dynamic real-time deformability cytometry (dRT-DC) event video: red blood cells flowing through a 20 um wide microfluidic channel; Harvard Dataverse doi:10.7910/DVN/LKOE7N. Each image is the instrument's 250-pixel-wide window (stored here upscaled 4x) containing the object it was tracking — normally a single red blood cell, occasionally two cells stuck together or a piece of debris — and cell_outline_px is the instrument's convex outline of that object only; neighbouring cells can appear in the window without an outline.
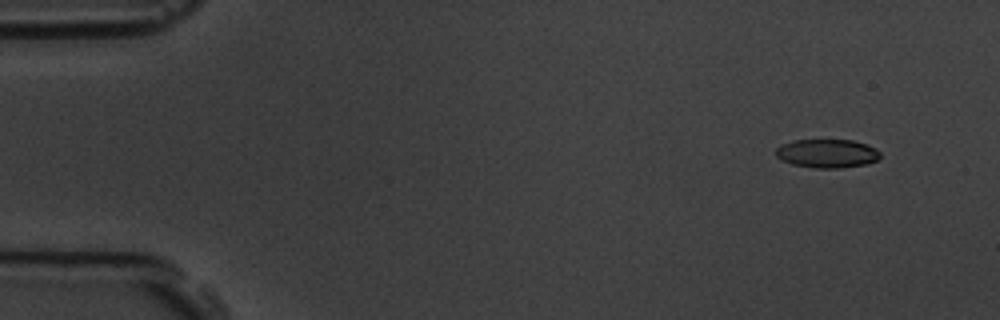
{"species": "common noctule bat (a hibernating species)", "species_latin": "Nyctalus noctula", "temperature_condition": "room temperature", "stored_images_in_passage": 6, "camera_frame_rate_fps": 3000, "um_per_image_px": 0.085, "animal": {"sex": "male", "body_mass_g": 19.5, "forearm_length_mm": 54.6}, "frame": {"image": 1, "passage_image": 1, "time_ms": 0.0, "image_size_px": [1000, 320], "cell_outline_px": [[880, 156], [876, 160], [868, 164], [840, 168], [812, 168], [792, 164], [776, 156], [776, 148], [780, 144], [792, 140], [852, 140], [876, 148], [880, 152]], "centroid_in_image_um": [70.29, 13.04], "position_along_channel_um": 14.7, "area_um2": 17.46}}
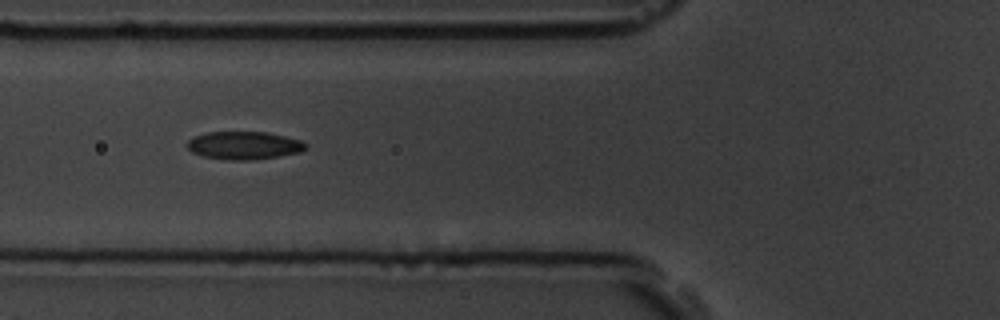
{"frame": {"image": 2, "passage_image": 5, "time_ms": 5.333, "image_size_px": [1000, 320], "cell_outline_px": [[308, 148], [300, 152], [252, 160], [228, 160], [204, 156], [192, 152], [184, 144], [192, 136], [208, 132], [268, 132], [300, 140], [308, 144]], "centroid_in_image_um": [20.72, 12.35], "position_along_channel_um": 105.1, "area_um2": 19.36}}
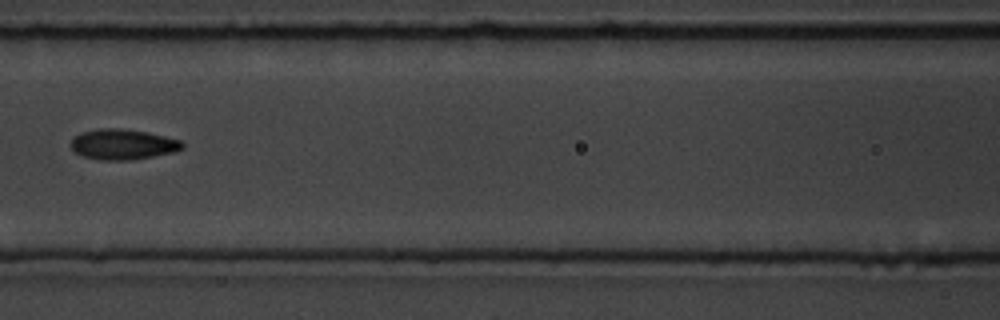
{"frame": {"image": 3, "passage_image": 6, "time_ms": 6.667, "image_size_px": [1000, 320], "cell_outline_px": [[184, 148], [172, 152], [132, 160], [100, 160], [84, 156], [76, 152], [72, 148], [72, 140], [80, 132], [100, 128], [120, 128], [148, 132], [180, 140], [184, 144]], "centroid_in_image_um": [10.45, 12.26], "position_along_channel_um": 156.2, "area_um2": 19.59}}